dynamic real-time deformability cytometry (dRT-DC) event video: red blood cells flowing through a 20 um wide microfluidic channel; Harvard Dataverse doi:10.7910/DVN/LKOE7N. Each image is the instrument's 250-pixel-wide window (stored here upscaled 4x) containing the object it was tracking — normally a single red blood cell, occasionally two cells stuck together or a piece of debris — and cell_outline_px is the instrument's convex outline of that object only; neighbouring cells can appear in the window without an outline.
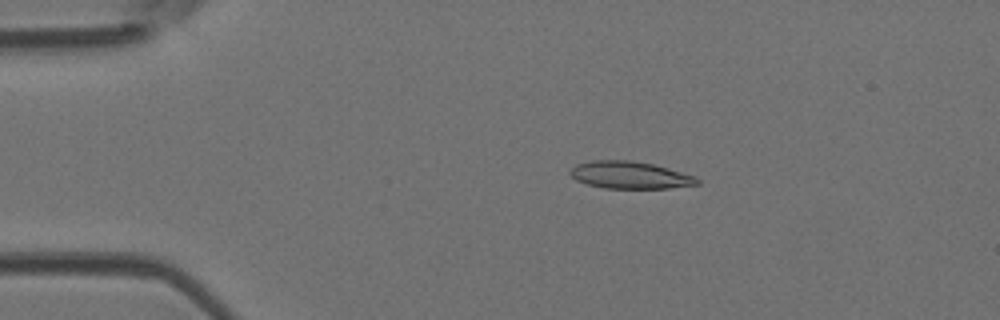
{"species": "Egyptian fruit bat (a non-hibernating species)", "species_latin": "Rousettus aegyptiacus", "temperature_condition": "room temperature", "stored_images_in_passage": 5, "camera_frame_rate_fps": 3000, "um_per_image_px": 0.085, "animal": {"sex": "female"}, "frame": {"image": 1, "passage_image": 3, "time_ms": 0.667, "image_size_px": [1000, 320], "cell_outline_px": [[700, 184], [668, 188], [604, 188], [588, 184], [576, 180], [568, 172], [576, 164], [592, 160], [632, 160], [652, 164], [668, 168], [696, 176], [700, 180]], "centroid_in_image_um": [53.55, 14.88], "position_along_channel_um": 31.4, "area_um2": 20.17}}
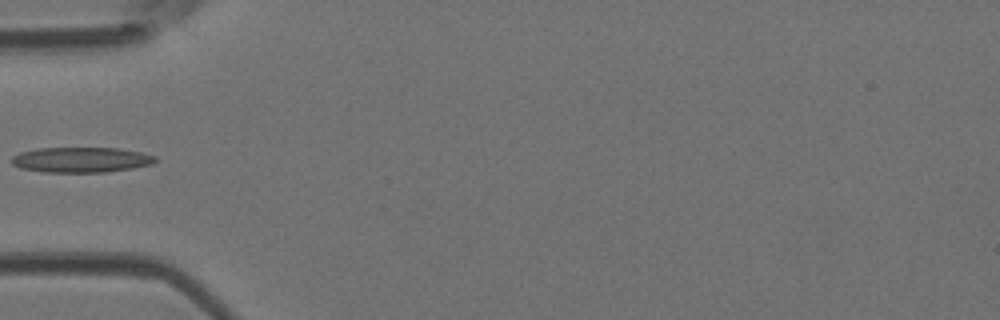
{"frame": {"image": 2, "passage_image": 5, "time_ms": 1.333, "image_size_px": [1000, 320], "cell_outline_px": [[160, 160], [152, 164], [132, 168], [104, 172], [44, 172], [20, 168], [12, 164], [12, 156], [20, 152], [40, 148], [120, 148], [140, 152], [156, 156]], "centroid_in_image_um": [6.92, 13.58], "position_along_channel_um": 78.1, "area_um2": 21.21}}